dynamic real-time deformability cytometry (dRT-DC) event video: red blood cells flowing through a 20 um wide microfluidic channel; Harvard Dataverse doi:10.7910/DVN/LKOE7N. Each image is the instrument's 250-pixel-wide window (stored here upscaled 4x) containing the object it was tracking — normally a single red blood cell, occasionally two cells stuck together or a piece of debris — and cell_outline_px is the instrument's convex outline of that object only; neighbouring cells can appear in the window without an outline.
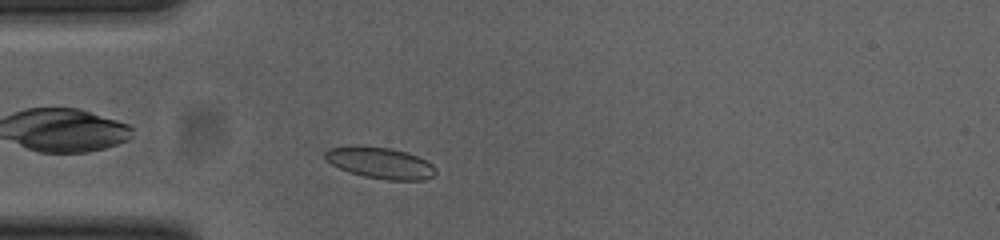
{"species": "common noctule bat (a hibernating species)", "species_latin": "Nyctalus noctula", "temperature_condition": "cold", "stored_images_in_passage": 38, "camera_frame_rate_fps": 3000, "um_per_image_px": 0.085, "animal": {"sex": "female", "body_mass_g": 23.0, "forearm_length_mm": 53.4}, "frame": {"image": 1, "passage_image": 5, "time_ms": 1.333, "image_size_px": [1000, 240], "cell_outline_px": [[436, 172], [432, 176], [424, 180], [388, 180], [364, 176], [348, 172], [324, 160], [324, 152], [328, 148], [356, 144], [392, 148], [416, 156], [432, 164], [436, 168]], "centroid_in_image_um": [32.26, 13.83], "position_along_channel_um": 52.7, "area_um2": 20.4}}
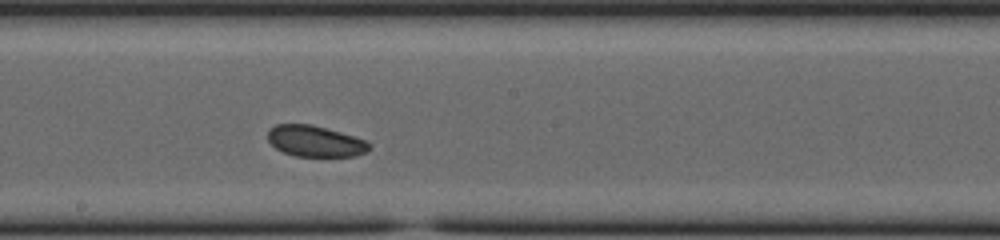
{"frame": {"image": 2, "passage_image": 19, "time_ms": 6.0, "image_size_px": [1000, 240], "cell_outline_px": [[372, 144], [368, 152], [356, 156], [296, 156], [284, 152], [276, 148], [268, 140], [268, 128], [276, 124], [312, 124], [340, 132], [364, 140]], "centroid_in_image_um": [26.79, 12.0], "position_along_channel_um": 221.4, "area_um2": 18.38}}
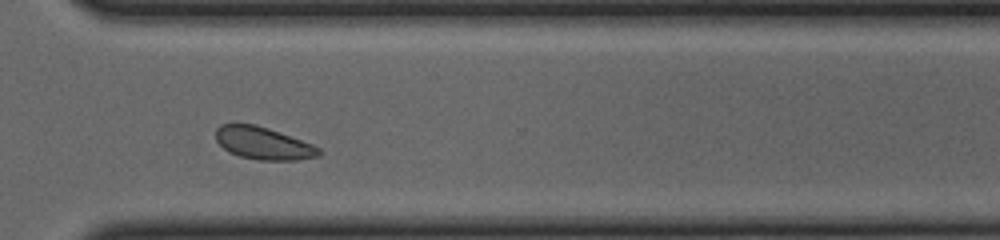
{"frame": {"image": 3, "passage_image": 29, "time_ms": 9.333, "image_size_px": [1000, 240], "cell_outline_px": [[320, 156], [296, 160], [260, 160], [240, 156], [228, 152], [216, 140], [216, 128], [220, 124], [256, 124], [268, 128], [312, 144], [320, 148]], "centroid_in_image_um": [22.37, 12.18], "position_along_channel_um": 348.2, "area_um2": 19.36}, "authors_computed_cell_mechanics": {"area_um2": 19.2763, "velocity_mm_per_s": 3.7941, "shape_relaxation_time_tau1_ms": null, "shape_relaxation_time_tau2_ms": 5.7482, "deformation_change_tau1": null, "deformation_change_tau2": 0.1015}}